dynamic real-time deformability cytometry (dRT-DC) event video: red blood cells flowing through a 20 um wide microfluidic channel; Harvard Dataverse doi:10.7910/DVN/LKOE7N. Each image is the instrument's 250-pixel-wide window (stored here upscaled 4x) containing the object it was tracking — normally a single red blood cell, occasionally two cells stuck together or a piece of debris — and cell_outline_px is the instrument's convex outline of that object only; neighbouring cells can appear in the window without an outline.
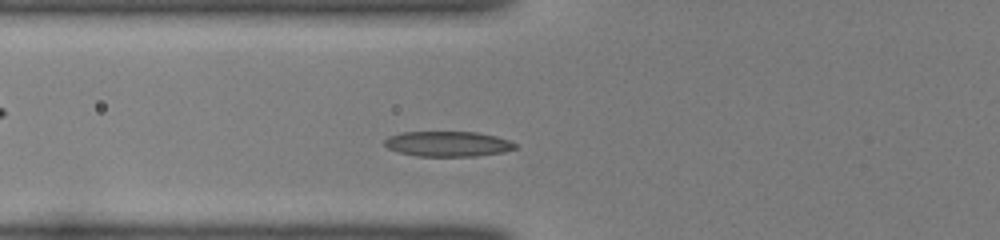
{"species": "common noctule bat (a hibernating species)", "species_latin": "Nyctalus noctula", "temperature_condition": "room temperature", "stored_images_in_passage": 38, "camera_frame_rate_fps": 3000, "um_per_image_px": 0.085, "animal": {"sex": "female", "body_mass_g": 22.0, "forearm_length_mm": 56.7}, "frame": {"image": 1, "passage_image": 6, "time_ms": 1.667, "image_size_px": [1000, 240], "cell_outline_px": [[516, 148], [504, 152], [476, 156], [416, 156], [400, 152], [388, 148], [384, 144], [384, 140], [388, 136], [400, 132], [476, 132], [496, 136], [508, 140], [516, 144]], "centroid_in_image_um": [38.05, 12.23], "position_along_channel_um": 87.7, "area_um2": 19.19}}
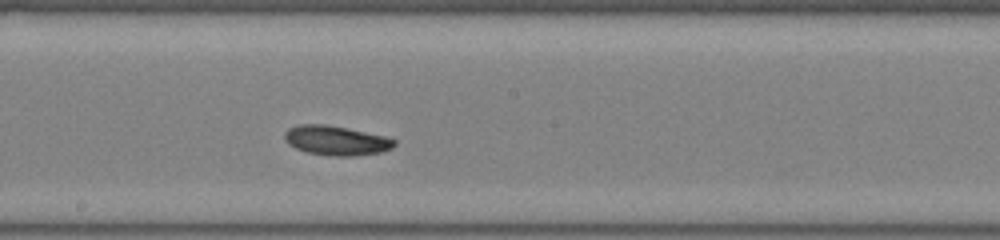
{"frame": {"image": 2, "passage_image": 16, "time_ms": 5.0, "image_size_px": [1000, 240], "cell_outline_px": [[396, 144], [392, 148], [380, 152], [352, 156], [332, 156], [308, 152], [296, 148], [288, 144], [284, 140], [284, 132], [288, 128], [300, 124], [324, 124], [384, 136], [396, 140]], "centroid_in_image_um": [28.54, 11.94], "position_along_channel_um": 219.7, "area_um2": 18.67}}
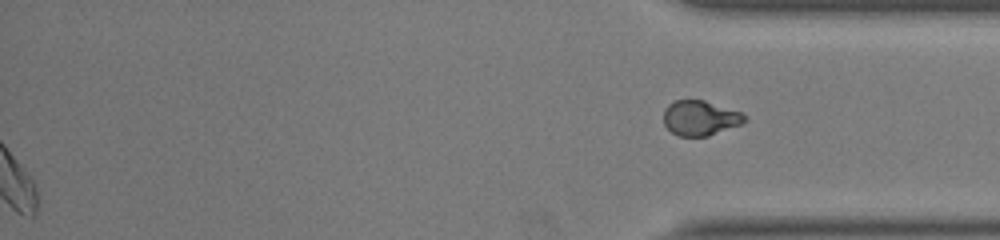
{"frame": {"image": 3, "passage_image": 38, "time_ms": 12.333, "image_size_px": [1000, 240], "cell_outline_px": [[748, 120], [740, 124], [708, 136], [680, 136], [672, 132], [664, 124], [664, 108], [668, 104], [676, 100], [704, 100], [740, 112], [748, 116]], "centroid_in_image_um": [59.51, 10.02], "position_along_channel_um": 375.7, "area_um2": 16.42}}